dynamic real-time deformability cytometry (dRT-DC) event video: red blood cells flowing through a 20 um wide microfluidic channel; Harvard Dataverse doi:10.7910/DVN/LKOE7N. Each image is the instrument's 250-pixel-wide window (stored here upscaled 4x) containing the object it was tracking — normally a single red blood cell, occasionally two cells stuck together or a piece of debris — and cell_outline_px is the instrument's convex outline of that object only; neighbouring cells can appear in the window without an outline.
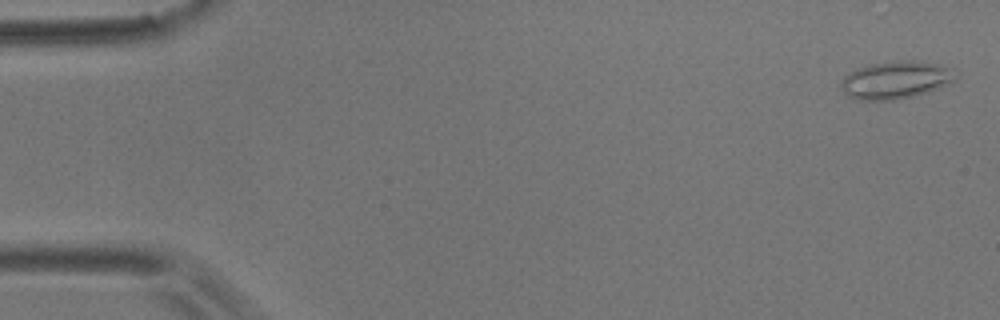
{"species": "common noctule bat (a hibernating species)", "species_latin": "Nyctalus noctula", "temperature_condition": "room temperature", "stored_images_in_passage": 8, "camera_frame_rate_fps": 3000, "um_per_image_px": 0.085, "animal": {"sex": "male", "body_mass_g": 17.9}, "frame": {"image": 1, "passage_image": 1, "time_ms": 0.0, "image_size_px": [1000, 320], "cell_outline_px": [[960, 76], [956, 80], [936, 88], [912, 96], [892, 100], [856, 100], [848, 96], [844, 92], [840, 84], [844, 76], [848, 72], [856, 68], [868, 64], [896, 60], [912, 60], [940, 64], [956, 68]], "centroid_in_image_um": [76.16, 6.77], "position_along_channel_um": 8.8, "area_um2": 25.49}}
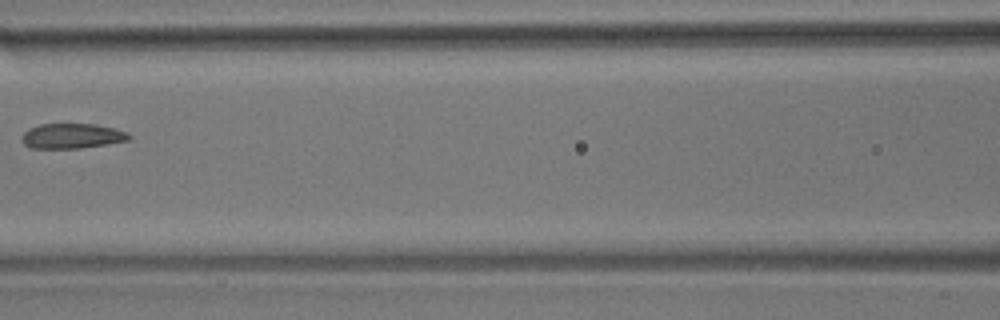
{"frame": {"image": 2, "passage_image": 8, "time_ms": 2.333, "image_size_px": [1000, 320], "cell_outline_px": [[132, 136], [128, 140], [108, 144], [80, 148], [32, 148], [24, 144], [20, 140], [24, 132], [28, 128], [40, 124], [92, 124], [112, 128], [128, 132]], "centroid_in_image_um": [6.09, 11.56], "position_along_channel_um": 160.5, "area_um2": 15.61}}